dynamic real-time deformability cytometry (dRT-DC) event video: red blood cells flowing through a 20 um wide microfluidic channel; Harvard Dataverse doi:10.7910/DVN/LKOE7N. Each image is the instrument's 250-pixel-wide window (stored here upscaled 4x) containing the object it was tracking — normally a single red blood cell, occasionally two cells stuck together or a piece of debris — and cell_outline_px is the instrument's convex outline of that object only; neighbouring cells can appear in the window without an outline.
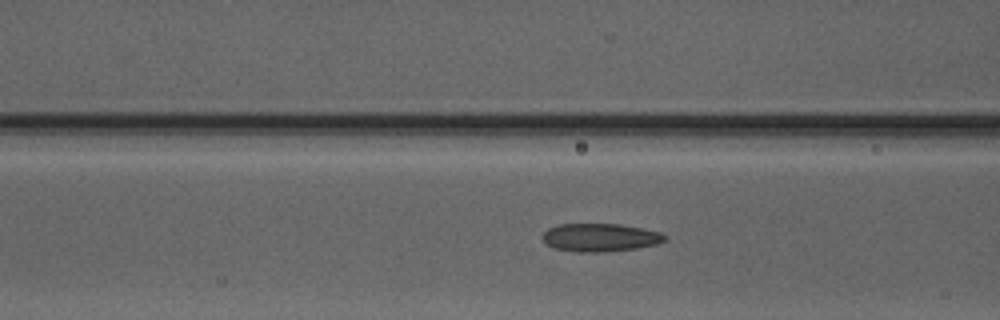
{"species": "Egyptian fruit bat (a non-hibernating species)", "species_latin": "Rousettus aegyptiacus", "temperature_condition": "warm", "stored_images_in_passage": 39, "camera_frame_rate_fps": 3000, "um_per_image_px": 0.085, "animal": {"sex": "male"}, "frame": {"image": 1, "passage_image": 16, "time_ms": 5.0, "image_size_px": [1000, 320], "cell_outline_px": [[668, 240], [656, 244], [636, 248], [600, 252], [576, 252], [552, 248], [544, 244], [540, 236], [548, 228], [560, 224], [620, 224], [660, 232], [668, 236]], "centroid_in_image_um": [50.97, 20.19], "position_along_channel_um": 115.6, "area_um2": 20.23}}
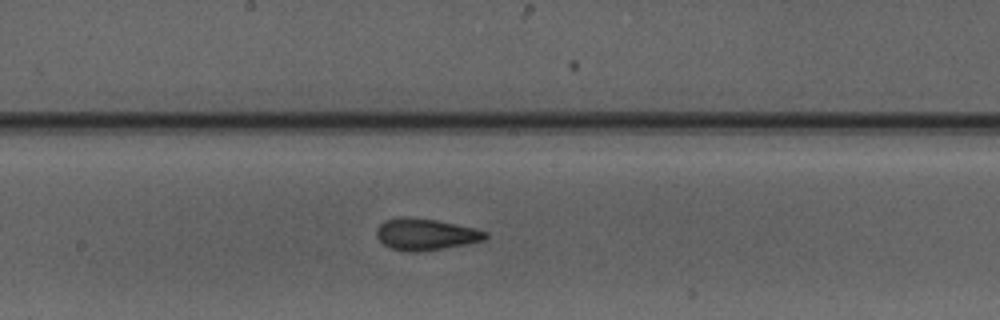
{"frame": {"image": 2, "passage_image": 23, "time_ms": 7.333, "image_size_px": [1000, 320], "cell_outline_px": [[488, 236], [484, 240], [468, 244], [444, 248], [416, 252], [408, 252], [388, 248], [376, 236], [376, 228], [384, 220], [436, 220], [476, 228], [488, 232]], "centroid_in_image_um": [36.23, 19.97], "position_along_channel_um": 212.0, "area_um2": 19.48}}
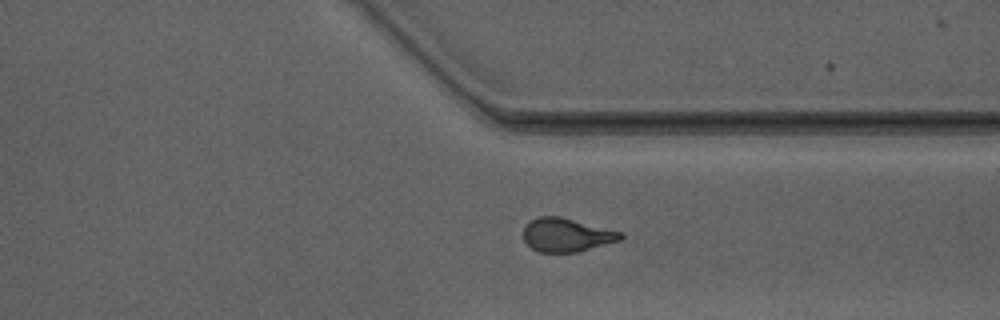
{"frame": {"image": 3, "passage_image": 34, "time_ms": 11.0, "image_size_px": [1000, 320], "cell_outline_px": [[624, 236], [620, 240], [576, 252], [540, 252], [532, 248], [524, 240], [524, 228], [532, 220], [540, 216], [560, 216], [624, 232]], "centroid_in_image_um": [48.19, 19.96], "position_along_channel_um": 363.2, "area_um2": 18.84}, "authors_computed_cell_mechanics": {"area_um2": 19.3052, "velocity_mm_per_s": 4.128, "shape_relaxation_time_tau1_ms": null, "shape_relaxation_time_tau2_ms": 1.129, "deformation_change_tau1": null, "deformation_change_tau2": 0.0701}}